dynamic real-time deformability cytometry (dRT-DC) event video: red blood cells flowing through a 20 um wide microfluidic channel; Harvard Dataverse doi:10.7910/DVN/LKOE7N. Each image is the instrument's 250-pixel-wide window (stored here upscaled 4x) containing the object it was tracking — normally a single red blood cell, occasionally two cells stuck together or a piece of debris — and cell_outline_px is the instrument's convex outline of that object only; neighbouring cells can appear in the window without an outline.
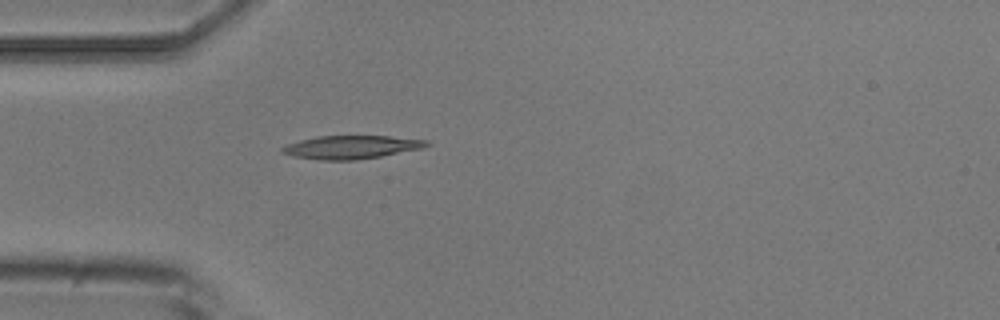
{"species": "common noctule bat (a hibernating species)", "species_latin": "Nyctalus noctula", "temperature_condition": "room temperature", "stored_images_in_passage": 4, "camera_frame_rate_fps": 3000, "um_per_image_px": 0.085, "animal": {"sex": "male", "body_mass_g": 20.5, "forearm_length_mm": 52.5}, "frame": {"image": 1, "passage_image": 4, "time_ms": 3.667, "image_size_px": [1000, 320], "cell_outline_px": [[432, 144], [424, 148], [380, 156], [356, 160], [320, 160], [292, 156], [280, 152], [280, 148], [288, 144], [300, 140], [316, 136], [388, 136], [428, 140]], "centroid_in_image_um": [29.86, 12.51], "position_along_channel_um": 55.1, "area_um2": 19.65}}